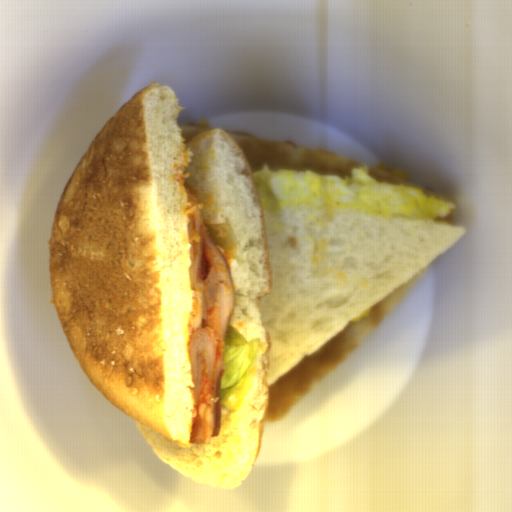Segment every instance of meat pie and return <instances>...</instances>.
I'll return each instance as SVG.
<instances>
[{
	"mask_svg": "<svg viewBox=\"0 0 512 512\" xmlns=\"http://www.w3.org/2000/svg\"><path fill=\"white\" fill-rule=\"evenodd\" d=\"M192 290L187 345L192 393L189 441L209 445L220 436L221 376L226 332L236 292L232 270L209 232L200 199L185 195Z\"/></svg>",
	"mask_w": 512,
	"mask_h": 512,
	"instance_id": "meat-pie-1",
	"label": "meat pie"
}]
</instances>
